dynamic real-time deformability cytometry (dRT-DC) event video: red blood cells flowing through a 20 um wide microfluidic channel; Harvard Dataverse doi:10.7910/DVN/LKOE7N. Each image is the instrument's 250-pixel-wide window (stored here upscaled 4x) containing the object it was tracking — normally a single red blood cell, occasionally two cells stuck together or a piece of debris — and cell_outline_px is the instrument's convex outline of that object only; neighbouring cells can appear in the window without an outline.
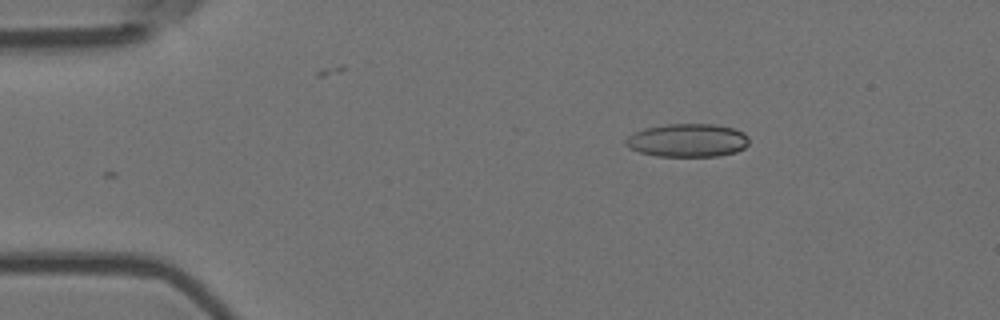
{"species": "Egyptian fruit bat (a non-hibernating species)", "species_latin": "Rousettus aegyptiacus", "temperature_condition": "room temperature", "stored_images_in_passage": 38, "camera_frame_rate_fps": 3000, "um_per_image_px": 0.085, "animal": {"sex": "female"}, "frame": {"image": 1, "passage_image": 1, "time_ms": 0.0, "image_size_px": [1000, 320], "cell_outline_px": [[748, 144], [744, 148], [736, 152], [720, 156], [656, 156], [640, 152], [628, 148], [624, 144], [624, 140], [632, 132], [644, 128], [668, 124], [716, 124], [732, 128], [744, 132], [748, 136]], "centroid_in_image_um": [58.42, 11.93], "position_along_channel_um": 26.6, "area_um2": 24.16}}
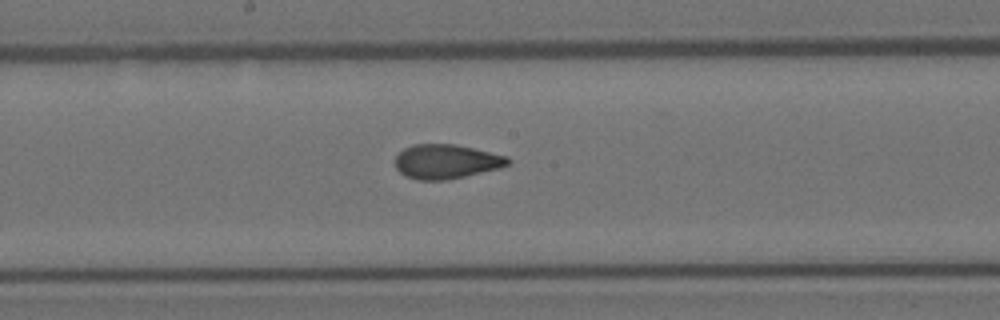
{"frame": {"image": 2, "passage_image": 21, "time_ms": 6.667, "image_size_px": [1000, 320], "cell_outline_px": [[512, 160], [508, 164], [500, 168], [464, 176], [444, 180], [420, 180], [404, 176], [396, 168], [396, 156], [404, 148], [412, 144], [456, 144], [508, 156]], "centroid_in_image_um": [37.93, 13.72], "position_along_channel_um": 210.3, "area_um2": 22.54}}
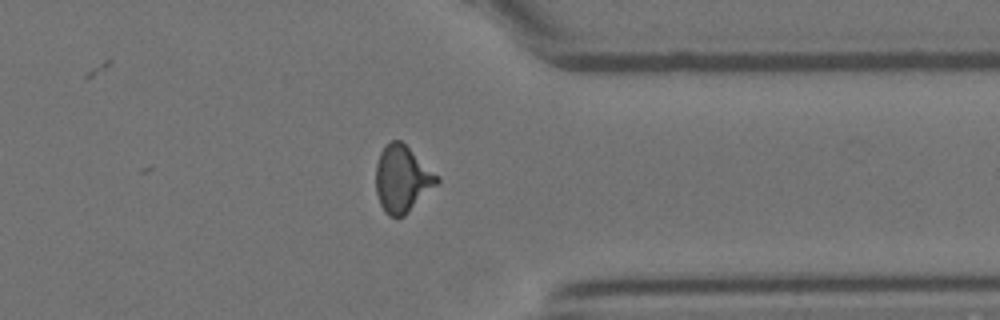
{"frame": {"image": 3, "passage_image": 35, "time_ms": 11.333, "image_size_px": [1000, 320], "cell_outline_px": [[440, 180], [404, 216], [388, 216], [384, 212], [380, 204], [376, 192], [376, 164], [380, 152], [392, 140], [400, 140], [440, 176]], "centroid_in_image_um": [34.17, 15.21], "position_along_channel_um": 377.2, "area_um2": 23.41}, "authors_computed_cell_mechanics": {"area_um2": 22.8599, "velocity_mm_per_s": 3.7051, "shape_relaxation_time_tau1_ms": null, "shape_relaxation_time_tau2_ms": 1.7008, "deformation_change_tau1": null, "deformation_change_tau2": 0.0843}}